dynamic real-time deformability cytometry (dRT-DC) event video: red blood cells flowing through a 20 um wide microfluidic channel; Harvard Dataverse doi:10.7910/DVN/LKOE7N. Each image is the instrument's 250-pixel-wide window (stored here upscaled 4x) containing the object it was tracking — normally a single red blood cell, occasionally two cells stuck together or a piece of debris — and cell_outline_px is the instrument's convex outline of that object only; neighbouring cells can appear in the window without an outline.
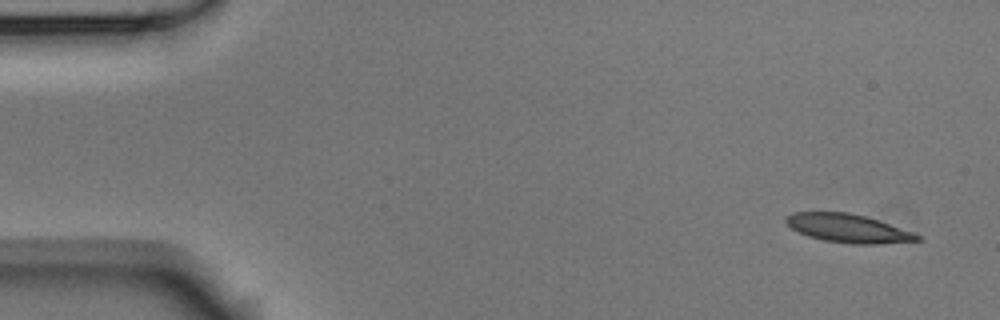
{"species": "Egyptian fruit bat (a non-hibernating species)", "species_latin": "Rousettus aegyptiacus", "temperature_condition": "room temperature", "stored_images_in_passage": 5, "camera_frame_rate_fps": 3000, "um_per_image_px": 0.085, "animal": {"sex": "male"}, "frame": {"image": 1, "passage_image": 1, "time_ms": 0.0, "image_size_px": [1000, 320], "cell_outline_px": [[924, 240], [876, 244], [852, 244], [824, 240], [808, 236], [792, 228], [784, 220], [784, 216], [792, 212], [848, 212], [864, 216], [912, 232], [920, 236]], "centroid_in_image_um": [72.05, 19.4], "position_along_channel_um": 12.9, "area_um2": 21.5}}